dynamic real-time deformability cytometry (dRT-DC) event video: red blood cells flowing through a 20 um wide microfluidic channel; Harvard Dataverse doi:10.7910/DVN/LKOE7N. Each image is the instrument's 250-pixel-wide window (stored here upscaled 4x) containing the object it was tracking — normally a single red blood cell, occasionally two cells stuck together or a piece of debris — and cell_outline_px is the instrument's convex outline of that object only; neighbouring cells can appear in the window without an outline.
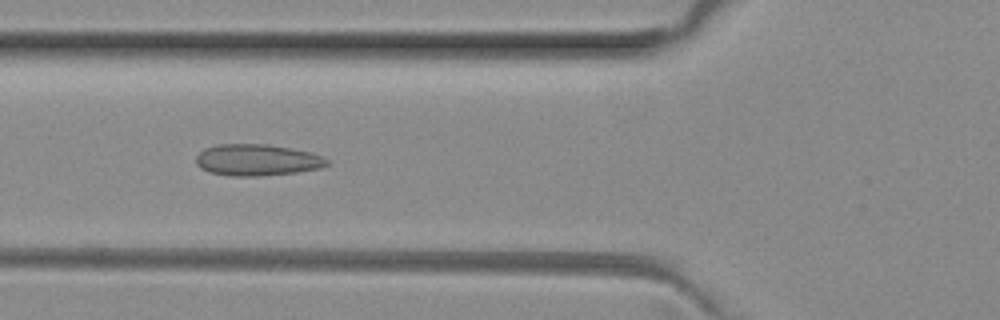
{"species": "common noctule bat (a hibernating species)", "species_latin": "Nyctalus noctula", "temperature_condition": "room temperature", "stored_images_in_passage": 7, "camera_frame_rate_fps": 3000, "um_per_image_px": 0.085, "animal": {"sex": "female", "body_mass_g": 29.2, "forearm_length_mm": 56.3}, "frame": {"image": 1, "passage_image": 6, "time_ms": 1.667, "image_size_px": [1000, 320], "cell_outline_px": [[328, 164], [320, 168], [296, 172], [260, 176], [232, 176], [212, 172], [200, 168], [196, 164], [196, 156], [204, 148], [220, 144], [264, 144], [288, 148], [308, 152], [320, 156], [328, 160]], "centroid_in_image_um": [21.81, 13.6], "position_along_channel_um": 104.0, "area_um2": 23.7}}
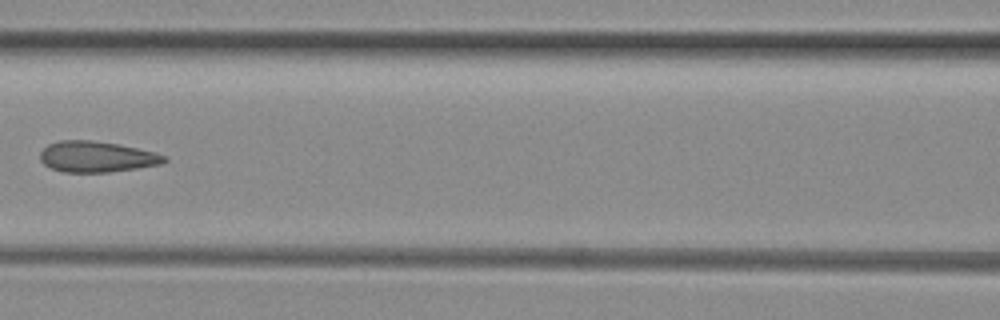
{"frame": {"image": 2, "passage_image": 7, "time_ms": 2.0, "image_size_px": [1000, 320], "cell_outline_px": [[168, 160], [160, 164], [136, 168], [108, 172], [64, 172], [52, 168], [44, 164], [40, 160], [40, 152], [48, 144], [60, 140], [88, 140], [120, 144], [156, 152], [168, 156]], "centroid_in_image_um": [8.24, 13.31], "position_along_channel_um": 158.4, "area_um2": 22.37}}